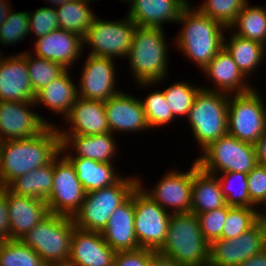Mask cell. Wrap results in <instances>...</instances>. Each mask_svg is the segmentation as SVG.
Returning a JSON list of instances; mask_svg holds the SVG:
<instances>
[{
	"mask_svg": "<svg viewBox=\"0 0 266 266\" xmlns=\"http://www.w3.org/2000/svg\"><path fill=\"white\" fill-rule=\"evenodd\" d=\"M61 152L57 126H48L31 138L0 142V188L15 178L49 164Z\"/></svg>",
	"mask_w": 266,
	"mask_h": 266,
	"instance_id": "6da1fadb",
	"label": "cell"
},
{
	"mask_svg": "<svg viewBox=\"0 0 266 266\" xmlns=\"http://www.w3.org/2000/svg\"><path fill=\"white\" fill-rule=\"evenodd\" d=\"M177 24L181 31L173 41L175 48L203 71L209 62L223 48L227 28L220 22L202 14L192 4L181 13Z\"/></svg>",
	"mask_w": 266,
	"mask_h": 266,
	"instance_id": "7a4b0ae2",
	"label": "cell"
},
{
	"mask_svg": "<svg viewBox=\"0 0 266 266\" xmlns=\"http://www.w3.org/2000/svg\"><path fill=\"white\" fill-rule=\"evenodd\" d=\"M164 28L137 26L127 56L133 80L145 89L158 86L168 79L169 55ZM164 81V82H163Z\"/></svg>",
	"mask_w": 266,
	"mask_h": 266,
	"instance_id": "3957f363",
	"label": "cell"
},
{
	"mask_svg": "<svg viewBox=\"0 0 266 266\" xmlns=\"http://www.w3.org/2000/svg\"><path fill=\"white\" fill-rule=\"evenodd\" d=\"M157 251L181 266H209L210 244L192 212L171 214L166 239Z\"/></svg>",
	"mask_w": 266,
	"mask_h": 266,
	"instance_id": "277c9868",
	"label": "cell"
},
{
	"mask_svg": "<svg viewBox=\"0 0 266 266\" xmlns=\"http://www.w3.org/2000/svg\"><path fill=\"white\" fill-rule=\"evenodd\" d=\"M229 95L201 88L186 119L202 152L212 142L228 134Z\"/></svg>",
	"mask_w": 266,
	"mask_h": 266,
	"instance_id": "5b68a950",
	"label": "cell"
},
{
	"mask_svg": "<svg viewBox=\"0 0 266 266\" xmlns=\"http://www.w3.org/2000/svg\"><path fill=\"white\" fill-rule=\"evenodd\" d=\"M75 223L73 217L49 213L22 239L46 266L67 265Z\"/></svg>",
	"mask_w": 266,
	"mask_h": 266,
	"instance_id": "8992f818",
	"label": "cell"
},
{
	"mask_svg": "<svg viewBox=\"0 0 266 266\" xmlns=\"http://www.w3.org/2000/svg\"><path fill=\"white\" fill-rule=\"evenodd\" d=\"M138 186V176H123L117 183L86 193L80 210L73 216L77 228L102 232L113 211L122 205Z\"/></svg>",
	"mask_w": 266,
	"mask_h": 266,
	"instance_id": "52a82bcc",
	"label": "cell"
},
{
	"mask_svg": "<svg viewBox=\"0 0 266 266\" xmlns=\"http://www.w3.org/2000/svg\"><path fill=\"white\" fill-rule=\"evenodd\" d=\"M136 28L137 25L127 15L118 21H104L103 18L95 16L83 37V46H89L88 54L92 56L127 58Z\"/></svg>",
	"mask_w": 266,
	"mask_h": 266,
	"instance_id": "ba28073f",
	"label": "cell"
},
{
	"mask_svg": "<svg viewBox=\"0 0 266 266\" xmlns=\"http://www.w3.org/2000/svg\"><path fill=\"white\" fill-rule=\"evenodd\" d=\"M195 160L206 172L218 175L227 172L248 174L257 164L253 144L225 135L212 142Z\"/></svg>",
	"mask_w": 266,
	"mask_h": 266,
	"instance_id": "9c48e42d",
	"label": "cell"
},
{
	"mask_svg": "<svg viewBox=\"0 0 266 266\" xmlns=\"http://www.w3.org/2000/svg\"><path fill=\"white\" fill-rule=\"evenodd\" d=\"M255 87L245 93L229 95L228 135L255 144L266 131V106Z\"/></svg>",
	"mask_w": 266,
	"mask_h": 266,
	"instance_id": "30bf717a",
	"label": "cell"
},
{
	"mask_svg": "<svg viewBox=\"0 0 266 266\" xmlns=\"http://www.w3.org/2000/svg\"><path fill=\"white\" fill-rule=\"evenodd\" d=\"M134 231L141 248L157 251L164 243L171 213L154 202L137 186L133 191Z\"/></svg>",
	"mask_w": 266,
	"mask_h": 266,
	"instance_id": "8fae6325",
	"label": "cell"
},
{
	"mask_svg": "<svg viewBox=\"0 0 266 266\" xmlns=\"http://www.w3.org/2000/svg\"><path fill=\"white\" fill-rule=\"evenodd\" d=\"M85 195L74 166L60 152L54 158L53 187L45 201L49 213L73 217L80 210Z\"/></svg>",
	"mask_w": 266,
	"mask_h": 266,
	"instance_id": "7c38bea8",
	"label": "cell"
},
{
	"mask_svg": "<svg viewBox=\"0 0 266 266\" xmlns=\"http://www.w3.org/2000/svg\"><path fill=\"white\" fill-rule=\"evenodd\" d=\"M266 249V222L259 219L240 236L216 239L210 244L209 266H239Z\"/></svg>",
	"mask_w": 266,
	"mask_h": 266,
	"instance_id": "4fadbf2b",
	"label": "cell"
},
{
	"mask_svg": "<svg viewBox=\"0 0 266 266\" xmlns=\"http://www.w3.org/2000/svg\"><path fill=\"white\" fill-rule=\"evenodd\" d=\"M162 176V179L158 180L151 190L147 189L142 178L139 177L138 186L154 202L171 214L191 212L192 165L185 172L170 169Z\"/></svg>",
	"mask_w": 266,
	"mask_h": 266,
	"instance_id": "5bb4252c",
	"label": "cell"
},
{
	"mask_svg": "<svg viewBox=\"0 0 266 266\" xmlns=\"http://www.w3.org/2000/svg\"><path fill=\"white\" fill-rule=\"evenodd\" d=\"M34 106L36 108L34 101H0V142L31 138L48 126H58L33 111Z\"/></svg>",
	"mask_w": 266,
	"mask_h": 266,
	"instance_id": "9a60e30c",
	"label": "cell"
},
{
	"mask_svg": "<svg viewBox=\"0 0 266 266\" xmlns=\"http://www.w3.org/2000/svg\"><path fill=\"white\" fill-rule=\"evenodd\" d=\"M79 85L78 97L106 102L121 89H116L115 61L111 58L89 55L84 60Z\"/></svg>",
	"mask_w": 266,
	"mask_h": 266,
	"instance_id": "2e32d148",
	"label": "cell"
},
{
	"mask_svg": "<svg viewBox=\"0 0 266 266\" xmlns=\"http://www.w3.org/2000/svg\"><path fill=\"white\" fill-rule=\"evenodd\" d=\"M109 132L112 134L150 130L142 101L120 91L104 102Z\"/></svg>",
	"mask_w": 266,
	"mask_h": 266,
	"instance_id": "e0dca14e",
	"label": "cell"
},
{
	"mask_svg": "<svg viewBox=\"0 0 266 266\" xmlns=\"http://www.w3.org/2000/svg\"><path fill=\"white\" fill-rule=\"evenodd\" d=\"M83 48V38L80 35L58 28L37 37L32 54L58 63L69 70L76 66L75 63L80 57L82 58L81 53L85 51Z\"/></svg>",
	"mask_w": 266,
	"mask_h": 266,
	"instance_id": "ac0fdd59",
	"label": "cell"
},
{
	"mask_svg": "<svg viewBox=\"0 0 266 266\" xmlns=\"http://www.w3.org/2000/svg\"><path fill=\"white\" fill-rule=\"evenodd\" d=\"M35 95L29 79L26 51L8 57L0 51V101L32 102Z\"/></svg>",
	"mask_w": 266,
	"mask_h": 266,
	"instance_id": "d6986e66",
	"label": "cell"
},
{
	"mask_svg": "<svg viewBox=\"0 0 266 266\" xmlns=\"http://www.w3.org/2000/svg\"><path fill=\"white\" fill-rule=\"evenodd\" d=\"M116 251L102 237L101 232L74 227L70 243L69 266H113Z\"/></svg>",
	"mask_w": 266,
	"mask_h": 266,
	"instance_id": "ffe728a7",
	"label": "cell"
},
{
	"mask_svg": "<svg viewBox=\"0 0 266 266\" xmlns=\"http://www.w3.org/2000/svg\"><path fill=\"white\" fill-rule=\"evenodd\" d=\"M60 137L61 153L66 158H88L113 164L117 155V139L110 132L98 135L60 134Z\"/></svg>",
	"mask_w": 266,
	"mask_h": 266,
	"instance_id": "44dd1931",
	"label": "cell"
},
{
	"mask_svg": "<svg viewBox=\"0 0 266 266\" xmlns=\"http://www.w3.org/2000/svg\"><path fill=\"white\" fill-rule=\"evenodd\" d=\"M202 73L209 78L213 86L202 88L222 92L228 95L241 94L255 86L242 74L229 52L223 47L203 69ZM250 82V83H249Z\"/></svg>",
	"mask_w": 266,
	"mask_h": 266,
	"instance_id": "7402d4cb",
	"label": "cell"
},
{
	"mask_svg": "<svg viewBox=\"0 0 266 266\" xmlns=\"http://www.w3.org/2000/svg\"><path fill=\"white\" fill-rule=\"evenodd\" d=\"M189 0H126V14L139 27L164 28L167 22L177 23ZM164 23V24H163Z\"/></svg>",
	"mask_w": 266,
	"mask_h": 266,
	"instance_id": "603a6c76",
	"label": "cell"
},
{
	"mask_svg": "<svg viewBox=\"0 0 266 266\" xmlns=\"http://www.w3.org/2000/svg\"><path fill=\"white\" fill-rule=\"evenodd\" d=\"M63 120L70 127L63 129L57 126L59 134L98 135L109 132L105 106L102 101L78 97Z\"/></svg>",
	"mask_w": 266,
	"mask_h": 266,
	"instance_id": "cb8c5ba5",
	"label": "cell"
},
{
	"mask_svg": "<svg viewBox=\"0 0 266 266\" xmlns=\"http://www.w3.org/2000/svg\"><path fill=\"white\" fill-rule=\"evenodd\" d=\"M7 205L10 219V240L22 239L49 214L45 201L28 196H18L8 189Z\"/></svg>",
	"mask_w": 266,
	"mask_h": 266,
	"instance_id": "d4e9b609",
	"label": "cell"
},
{
	"mask_svg": "<svg viewBox=\"0 0 266 266\" xmlns=\"http://www.w3.org/2000/svg\"><path fill=\"white\" fill-rule=\"evenodd\" d=\"M135 209L133 192L130 197L116 208L101 234L104 241L116 252L140 249L134 231Z\"/></svg>",
	"mask_w": 266,
	"mask_h": 266,
	"instance_id": "484cf974",
	"label": "cell"
},
{
	"mask_svg": "<svg viewBox=\"0 0 266 266\" xmlns=\"http://www.w3.org/2000/svg\"><path fill=\"white\" fill-rule=\"evenodd\" d=\"M217 175L204 171L196 160L192 164L191 212L201 214L226 206Z\"/></svg>",
	"mask_w": 266,
	"mask_h": 266,
	"instance_id": "4316f807",
	"label": "cell"
},
{
	"mask_svg": "<svg viewBox=\"0 0 266 266\" xmlns=\"http://www.w3.org/2000/svg\"><path fill=\"white\" fill-rule=\"evenodd\" d=\"M66 70L62 75L51 81L46 87L39 90L35 95L36 108L39 105L52 111V114H60L65 118L78 98L77 84ZM56 112V113H55Z\"/></svg>",
	"mask_w": 266,
	"mask_h": 266,
	"instance_id": "83f0119b",
	"label": "cell"
},
{
	"mask_svg": "<svg viewBox=\"0 0 266 266\" xmlns=\"http://www.w3.org/2000/svg\"><path fill=\"white\" fill-rule=\"evenodd\" d=\"M230 32L229 39L224 35L223 47L229 52L234 62L237 64L242 74L249 80L254 75L258 67L265 61L266 46L237 36L227 28Z\"/></svg>",
	"mask_w": 266,
	"mask_h": 266,
	"instance_id": "f1b7e54d",
	"label": "cell"
},
{
	"mask_svg": "<svg viewBox=\"0 0 266 266\" xmlns=\"http://www.w3.org/2000/svg\"><path fill=\"white\" fill-rule=\"evenodd\" d=\"M67 159L74 166L78 180L86 193L111 186L123 177L111 163L88 158Z\"/></svg>",
	"mask_w": 266,
	"mask_h": 266,
	"instance_id": "f546056e",
	"label": "cell"
},
{
	"mask_svg": "<svg viewBox=\"0 0 266 266\" xmlns=\"http://www.w3.org/2000/svg\"><path fill=\"white\" fill-rule=\"evenodd\" d=\"M54 159L47 165L15 178L6 188L18 196L46 201L53 187Z\"/></svg>",
	"mask_w": 266,
	"mask_h": 266,
	"instance_id": "4dcf8cb0",
	"label": "cell"
},
{
	"mask_svg": "<svg viewBox=\"0 0 266 266\" xmlns=\"http://www.w3.org/2000/svg\"><path fill=\"white\" fill-rule=\"evenodd\" d=\"M95 0H75L56 7L59 28L85 36L96 16L90 7ZM91 8V9H90Z\"/></svg>",
	"mask_w": 266,
	"mask_h": 266,
	"instance_id": "1f68e13d",
	"label": "cell"
},
{
	"mask_svg": "<svg viewBox=\"0 0 266 266\" xmlns=\"http://www.w3.org/2000/svg\"><path fill=\"white\" fill-rule=\"evenodd\" d=\"M249 4L246 3L229 29L239 37L266 46V5L261 7Z\"/></svg>",
	"mask_w": 266,
	"mask_h": 266,
	"instance_id": "d6a6232c",
	"label": "cell"
},
{
	"mask_svg": "<svg viewBox=\"0 0 266 266\" xmlns=\"http://www.w3.org/2000/svg\"><path fill=\"white\" fill-rule=\"evenodd\" d=\"M25 51L29 79L35 94L67 70L58 63L35 56L31 50Z\"/></svg>",
	"mask_w": 266,
	"mask_h": 266,
	"instance_id": "836d02e7",
	"label": "cell"
},
{
	"mask_svg": "<svg viewBox=\"0 0 266 266\" xmlns=\"http://www.w3.org/2000/svg\"><path fill=\"white\" fill-rule=\"evenodd\" d=\"M177 81L168 85L167 88H163L165 99L172 111L175 119L179 116L184 118L188 116V113L194 102V98L198 91L202 88V85H195L192 82ZM177 116V117H176Z\"/></svg>",
	"mask_w": 266,
	"mask_h": 266,
	"instance_id": "e575fe53",
	"label": "cell"
},
{
	"mask_svg": "<svg viewBox=\"0 0 266 266\" xmlns=\"http://www.w3.org/2000/svg\"><path fill=\"white\" fill-rule=\"evenodd\" d=\"M226 204L234 207H251L247 174L227 172L217 175Z\"/></svg>",
	"mask_w": 266,
	"mask_h": 266,
	"instance_id": "d590c367",
	"label": "cell"
},
{
	"mask_svg": "<svg viewBox=\"0 0 266 266\" xmlns=\"http://www.w3.org/2000/svg\"><path fill=\"white\" fill-rule=\"evenodd\" d=\"M0 266H46L40 255L21 240L0 242Z\"/></svg>",
	"mask_w": 266,
	"mask_h": 266,
	"instance_id": "8d00e7d4",
	"label": "cell"
},
{
	"mask_svg": "<svg viewBox=\"0 0 266 266\" xmlns=\"http://www.w3.org/2000/svg\"><path fill=\"white\" fill-rule=\"evenodd\" d=\"M260 219L256 207L228 206V214L222 229L221 238L228 240L240 236Z\"/></svg>",
	"mask_w": 266,
	"mask_h": 266,
	"instance_id": "74e56055",
	"label": "cell"
},
{
	"mask_svg": "<svg viewBox=\"0 0 266 266\" xmlns=\"http://www.w3.org/2000/svg\"><path fill=\"white\" fill-rule=\"evenodd\" d=\"M141 101L148 126L151 130L154 128L160 129V127L171 124L173 120L175 121L163 90L155 89L153 92L150 91L145 99L141 98Z\"/></svg>",
	"mask_w": 266,
	"mask_h": 266,
	"instance_id": "f35d334b",
	"label": "cell"
},
{
	"mask_svg": "<svg viewBox=\"0 0 266 266\" xmlns=\"http://www.w3.org/2000/svg\"><path fill=\"white\" fill-rule=\"evenodd\" d=\"M249 0H205L197 7L204 15L229 28Z\"/></svg>",
	"mask_w": 266,
	"mask_h": 266,
	"instance_id": "ab89813d",
	"label": "cell"
},
{
	"mask_svg": "<svg viewBox=\"0 0 266 266\" xmlns=\"http://www.w3.org/2000/svg\"><path fill=\"white\" fill-rule=\"evenodd\" d=\"M11 8L7 18L0 26V44L3 47L16 45L23 42L29 34V12L19 11L15 12Z\"/></svg>",
	"mask_w": 266,
	"mask_h": 266,
	"instance_id": "60d3db41",
	"label": "cell"
},
{
	"mask_svg": "<svg viewBox=\"0 0 266 266\" xmlns=\"http://www.w3.org/2000/svg\"><path fill=\"white\" fill-rule=\"evenodd\" d=\"M29 12V34L35 38L44 36L59 28L56 7L43 6Z\"/></svg>",
	"mask_w": 266,
	"mask_h": 266,
	"instance_id": "b9f144b4",
	"label": "cell"
},
{
	"mask_svg": "<svg viewBox=\"0 0 266 266\" xmlns=\"http://www.w3.org/2000/svg\"><path fill=\"white\" fill-rule=\"evenodd\" d=\"M228 214V205L219 209L197 214L199 226L203 237L211 244L216 239H221Z\"/></svg>",
	"mask_w": 266,
	"mask_h": 266,
	"instance_id": "7bdbcfd3",
	"label": "cell"
},
{
	"mask_svg": "<svg viewBox=\"0 0 266 266\" xmlns=\"http://www.w3.org/2000/svg\"><path fill=\"white\" fill-rule=\"evenodd\" d=\"M248 192L251 207H260L266 204V166L257 164L248 174ZM258 206V207H257Z\"/></svg>",
	"mask_w": 266,
	"mask_h": 266,
	"instance_id": "ee69618b",
	"label": "cell"
},
{
	"mask_svg": "<svg viewBox=\"0 0 266 266\" xmlns=\"http://www.w3.org/2000/svg\"><path fill=\"white\" fill-rule=\"evenodd\" d=\"M150 249L116 252L113 266H149Z\"/></svg>",
	"mask_w": 266,
	"mask_h": 266,
	"instance_id": "f6af8a7d",
	"label": "cell"
},
{
	"mask_svg": "<svg viewBox=\"0 0 266 266\" xmlns=\"http://www.w3.org/2000/svg\"><path fill=\"white\" fill-rule=\"evenodd\" d=\"M10 240V219L7 205V188H0V242Z\"/></svg>",
	"mask_w": 266,
	"mask_h": 266,
	"instance_id": "bcb514c9",
	"label": "cell"
},
{
	"mask_svg": "<svg viewBox=\"0 0 266 266\" xmlns=\"http://www.w3.org/2000/svg\"><path fill=\"white\" fill-rule=\"evenodd\" d=\"M149 266H181L175 260L163 253L150 249Z\"/></svg>",
	"mask_w": 266,
	"mask_h": 266,
	"instance_id": "7dc6e473",
	"label": "cell"
},
{
	"mask_svg": "<svg viewBox=\"0 0 266 266\" xmlns=\"http://www.w3.org/2000/svg\"><path fill=\"white\" fill-rule=\"evenodd\" d=\"M258 164L266 166V131L254 144Z\"/></svg>",
	"mask_w": 266,
	"mask_h": 266,
	"instance_id": "c3c4849f",
	"label": "cell"
},
{
	"mask_svg": "<svg viewBox=\"0 0 266 266\" xmlns=\"http://www.w3.org/2000/svg\"><path fill=\"white\" fill-rule=\"evenodd\" d=\"M239 266H266V249L243 261Z\"/></svg>",
	"mask_w": 266,
	"mask_h": 266,
	"instance_id": "681fc988",
	"label": "cell"
},
{
	"mask_svg": "<svg viewBox=\"0 0 266 266\" xmlns=\"http://www.w3.org/2000/svg\"><path fill=\"white\" fill-rule=\"evenodd\" d=\"M7 0H0V26L7 18L10 10H11V3Z\"/></svg>",
	"mask_w": 266,
	"mask_h": 266,
	"instance_id": "f907efd6",
	"label": "cell"
},
{
	"mask_svg": "<svg viewBox=\"0 0 266 266\" xmlns=\"http://www.w3.org/2000/svg\"><path fill=\"white\" fill-rule=\"evenodd\" d=\"M46 1L49 3L50 2V6L53 5V7H57V6H60L62 4H65L67 2H71V1H75V0H45V3Z\"/></svg>",
	"mask_w": 266,
	"mask_h": 266,
	"instance_id": "816d5d0a",
	"label": "cell"
},
{
	"mask_svg": "<svg viewBox=\"0 0 266 266\" xmlns=\"http://www.w3.org/2000/svg\"><path fill=\"white\" fill-rule=\"evenodd\" d=\"M263 210H259L260 211V219H262L263 221L266 222V204L263 206Z\"/></svg>",
	"mask_w": 266,
	"mask_h": 266,
	"instance_id": "f5cc1de1",
	"label": "cell"
}]
</instances>
